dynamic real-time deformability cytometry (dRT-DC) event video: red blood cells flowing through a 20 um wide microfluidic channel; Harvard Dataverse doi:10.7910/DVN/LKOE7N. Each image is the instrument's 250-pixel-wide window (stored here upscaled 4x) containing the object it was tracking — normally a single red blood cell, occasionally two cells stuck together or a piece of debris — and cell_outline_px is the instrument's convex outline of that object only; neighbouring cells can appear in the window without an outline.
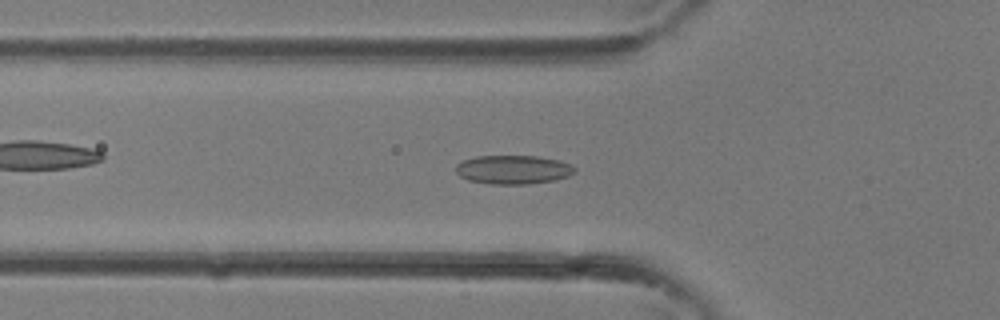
{"species": "common noctule bat (a hibernating species)", "species_latin": "Nyctalus noctula", "temperature_condition": "room temperature", "stored_images_in_passage": 35, "camera_frame_rate_fps": 3000, "um_per_image_px": 0.085, "animal": {"sex": "female"}, "frame": {"image": 1, "passage_image": 11, "time_ms": 3.333, "image_size_px": [1000, 320], "cell_outline_px": [[576, 172], [568, 176], [552, 180], [528, 184], [492, 184], [468, 180], [460, 176], [456, 172], [456, 164], [464, 160], [476, 156], [536, 156], [560, 160], [576, 168]], "centroid_in_image_um": [43.61, 14.41], "position_along_channel_um": 82.2, "area_um2": 19.88}}
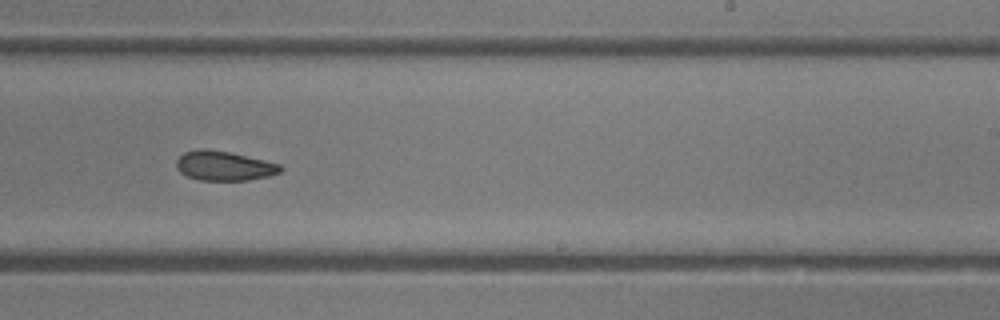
{"frame": {"image": 2, "passage_image": 21, "time_ms": 6.667, "image_size_px": [1000, 320], "cell_outline_px": [[284, 168], [280, 172], [268, 176], [248, 180], [200, 180], [188, 176], [180, 172], [176, 168], [176, 160], [184, 152], [200, 148], [208, 148], [228, 152], [280, 164]], "centroid_in_image_um": [19.02, 14.09], "position_along_channel_um": 270.0, "area_um2": 17.8}}
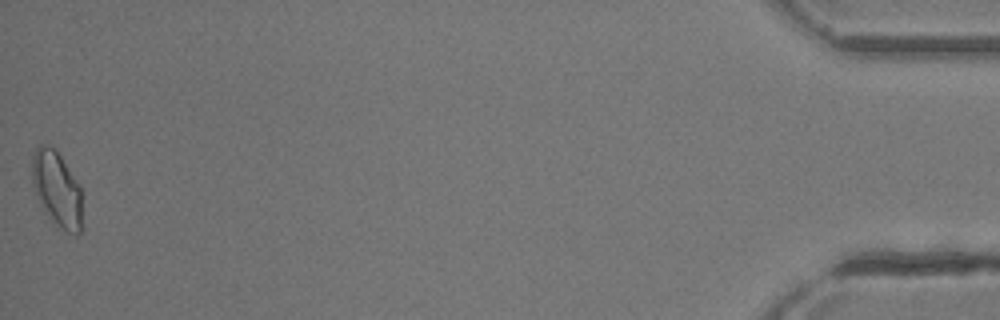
{"frame": {"image": 3, "passage_image": 35, "time_ms": 11.333, "image_size_px": [1000, 320], "cell_outline_px": [[84, 228], [76, 236], [60, 228], [44, 212], [32, 184], [32, 156], [36, 148], [40, 144], [48, 144], [60, 156], [80, 184]], "centroid_in_image_um": [4.88, 16.12], "position_along_channel_um": 430.3, "area_um2": 22.37}}